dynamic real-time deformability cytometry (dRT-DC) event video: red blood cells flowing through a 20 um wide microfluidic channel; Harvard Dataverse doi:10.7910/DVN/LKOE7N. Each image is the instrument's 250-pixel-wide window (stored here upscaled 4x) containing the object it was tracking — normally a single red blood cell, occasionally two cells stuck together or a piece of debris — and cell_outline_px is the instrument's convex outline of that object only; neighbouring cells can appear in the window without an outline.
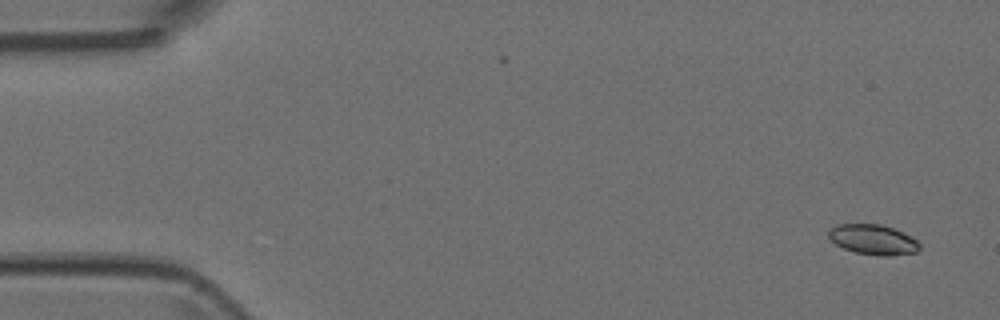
{"species": "Egyptian fruit bat (a non-hibernating species)", "species_latin": "Rousettus aegyptiacus", "temperature_condition": "room temperature", "stored_images_in_passage": 2, "camera_frame_rate_fps": 3000, "um_per_image_px": 0.085, "animal": {"sex": "female"}, "frame": {"image": 1, "passage_image": 2, "time_ms": 0.333, "image_size_px": [1000, 320], "cell_outline_px": [[920, 248], [916, 252], [888, 256], [880, 256], [856, 252], [844, 248], [836, 244], [828, 236], [828, 232], [836, 224], [880, 224], [892, 228], [916, 240], [920, 244]], "centroid_in_image_um": [74.2, 20.37], "position_along_channel_um": 10.8, "area_um2": 15.66}}